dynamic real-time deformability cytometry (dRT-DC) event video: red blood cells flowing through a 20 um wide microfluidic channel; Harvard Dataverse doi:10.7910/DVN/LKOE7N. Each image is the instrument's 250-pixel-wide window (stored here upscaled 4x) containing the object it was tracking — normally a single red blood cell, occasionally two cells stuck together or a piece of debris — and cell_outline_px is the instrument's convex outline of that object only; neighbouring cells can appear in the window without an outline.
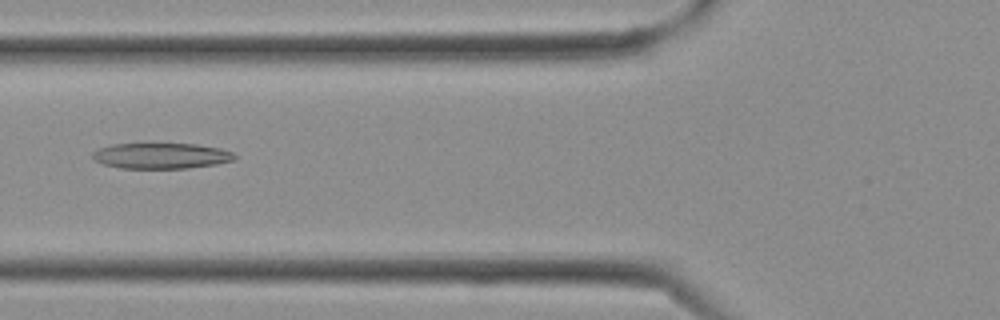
{"species": "Egyptian fruit bat (a non-hibernating species)", "species_latin": "Rousettus aegyptiacus", "temperature_condition": "cold", "stored_images_in_passage": 31, "segment_of_instrument_passage": [1, 2], "camera_frame_rate_fps": 3000, "um_per_image_px": 0.085, "frame": {"image": 1, "passage_image": 11, "time_ms": 3.333, "image_size_px": [1000, 320], "cell_outline_px": [[236, 160], [216, 164], [188, 168], [120, 168], [104, 164], [92, 160], [92, 152], [100, 148], [112, 144], [196, 144], [220, 148], [232, 152], [236, 156]], "centroid_in_image_um": [13.7, 13.24], "position_along_channel_um": 112.1, "area_um2": 21.27}}
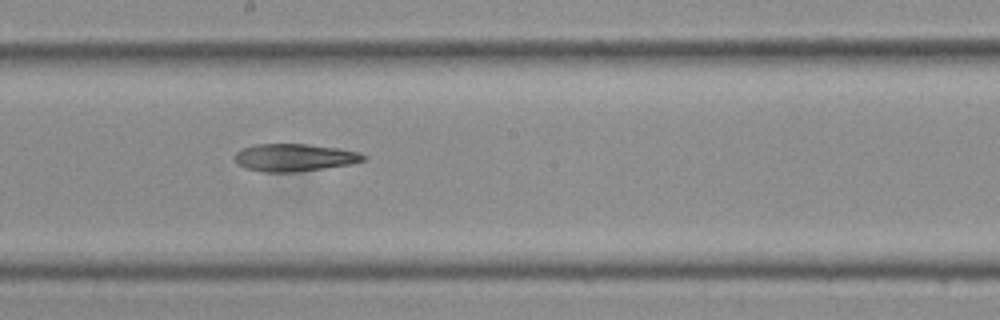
{"frame": {"image": 2, "passage_image": 16, "time_ms": 5.0, "image_size_px": [1000, 320], "cell_outline_px": [[368, 160], [352, 164], [296, 172], [264, 172], [244, 168], [236, 164], [232, 156], [236, 152], [244, 148], [256, 144], [308, 144], [340, 148], [360, 152], [368, 156]], "centroid_in_image_um": [25.05, 13.39], "position_along_channel_um": 223.2, "area_um2": 21.04}}
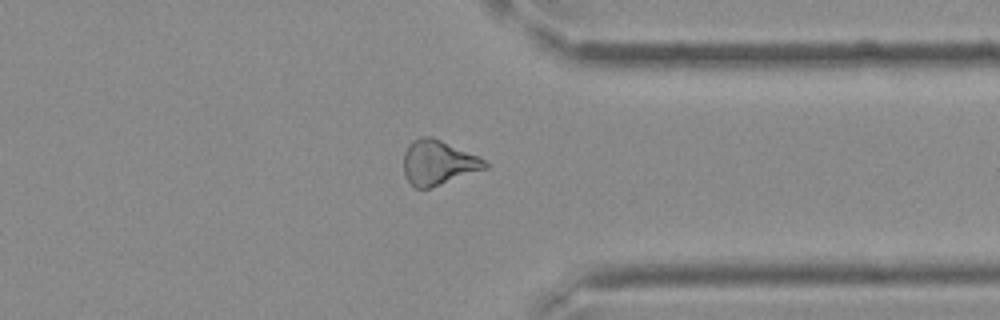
{"frame": {"image": 3, "passage_image": 23, "time_ms": 7.333, "image_size_px": [1000, 320], "cell_outline_px": [[488, 168], [428, 188], [416, 188], [408, 180], [404, 172], [404, 152], [412, 140], [420, 136], [432, 136], [480, 156], [488, 164]], "centroid_in_image_um": [37.25, 13.79], "position_along_channel_um": 374.1, "area_um2": 21.1}}